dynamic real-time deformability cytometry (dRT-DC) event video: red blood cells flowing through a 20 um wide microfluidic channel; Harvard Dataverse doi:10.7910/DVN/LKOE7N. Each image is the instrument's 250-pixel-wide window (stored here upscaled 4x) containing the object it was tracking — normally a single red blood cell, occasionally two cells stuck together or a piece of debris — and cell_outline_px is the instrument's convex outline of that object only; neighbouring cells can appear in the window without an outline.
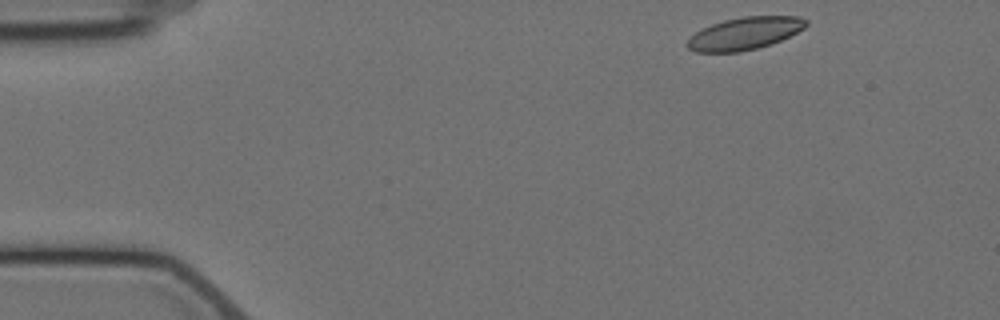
{"species": "Egyptian fruit bat (a non-hibernating species)", "species_latin": "Rousettus aegyptiacus", "temperature_condition": "cold", "stored_images_in_passage": 6, "camera_frame_rate_fps": 3000, "um_per_image_px": 0.085, "animal": {"sex": "female"}, "frame": {"image": 1, "passage_image": 1, "time_ms": 0.0, "image_size_px": [1000, 320], "cell_outline_px": [[808, 24], [804, 28], [780, 40], [756, 48], [740, 52], [696, 52], [688, 48], [684, 44], [696, 32], [712, 24], [724, 20], [744, 16], [800, 16], [808, 20]], "centroid_in_image_um": [63.29, 2.83], "position_along_channel_um": 21.7, "area_um2": 22.25}}
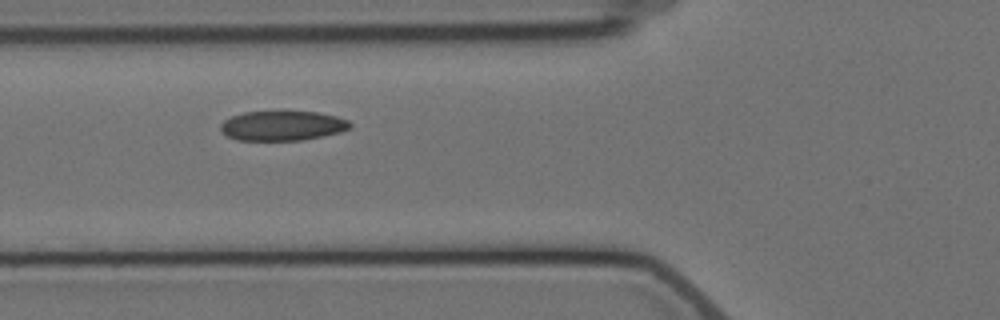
{"frame": {"image": 2, "passage_image": 5, "time_ms": 4.667, "image_size_px": [1000, 320], "cell_outline_px": [[352, 124], [348, 128], [340, 132], [300, 140], [236, 140], [228, 136], [220, 128], [220, 124], [224, 120], [232, 116], [244, 112], [316, 112], [336, 116], [348, 120]], "centroid_in_image_um": [23.99, 10.68], "position_along_channel_um": 101.8, "area_um2": 22.08}}
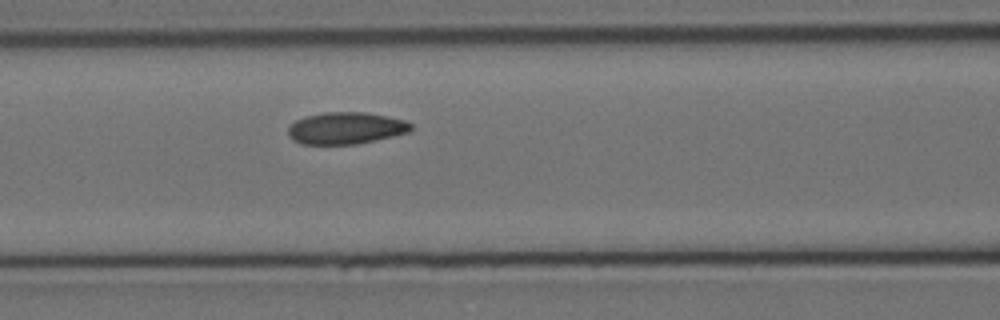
{"frame": {"image": 3, "passage_image": 6, "time_ms": 5.667, "image_size_px": [1000, 320], "cell_outline_px": [[412, 128], [408, 132], [376, 140], [356, 144], [300, 144], [292, 140], [288, 136], [288, 128], [296, 120], [304, 116], [324, 112], [364, 112], [388, 116], [404, 120], [412, 124]], "centroid_in_image_um": [29.37, 10.89], "position_along_channel_um": 137.2, "area_um2": 22.89}}